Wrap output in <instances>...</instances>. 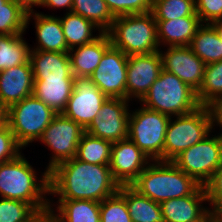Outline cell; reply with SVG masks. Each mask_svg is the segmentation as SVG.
I'll list each match as a JSON object with an SVG mask.
<instances>
[{
  "instance_id": "1",
  "label": "cell",
  "mask_w": 222,
  "mask_h": 222,
  "mask_svg": "<svg viewBox=\"0 0 222 222\" xmlns=\"http://www.w3.org/2000/svg\"><path fill=\"white\" fill-rule=\"evenodd\" d=\"M109 165L91 164L75 157L49 172V197L57 200L101 202L119 190ZM54 195V196H53Z\"/></svg>"
},
{
  "instance_id": "2",
  "label": "cell",
  "mask_w": 222,
  "mask_h": 222,
  "mask_svg": "<svg viewBox=\"0 0 222 222\" xmlns=\"http://www.w3.org/2000/svg\"><path fill=\"white\" fill-rule=\"evenodd\" d=\"M37 171L24 153L0 164V198L24 201L40 215L48 214L49 172Z\"/></svg>"
},
{
  "instance_id": "3",
  "label": "cell",
  "mask_w": 222,
  "mask_h": 222,
  "mask_svg": "<svg viewBox=\"0 0 222 222\" xmlns=\"http://www.w3.org/2000/svg\"><path fill=\"white\" fill-rule=\"evenodd\" d=\"M139 194L163 201L192 195L201 185L172 161H151L130 184Z\"/></svg>"
},
{
  "instance_id": "4",
  "label": "cell",
  "mask_w": 222,
  "mask_h": 222,
  "mask_svg": "<svg viewBox=\"0 0 222 222\" xmlns=\"http://www.w3.org/2000/svg\"><path fill=\"white\" fill-rule=\"evenodd\" d=\"M106 33L111 45L127 56L149 54L160 49L152 12L117 16Z\"/></svg>"
},
{
  "instance_id": "5",
  "label": "cell",
  "mask_w": 222,
  "mask_h": 222,
  "mask_svg": "<svg viewBox=\"0 0 222 222\" xmlns=\"http://www.w3.org/2000/svg\"><path fill=\"white\" fill-rule=\"evenodd\" d=\"M139 104L170 117L185 115L200 107L196 92L163 69Z\"/></svg>"
},
{
  "instance_id": "6",
  "label": "cell",
  "mask_w": 222,
  "mask_h": 222,
  "mask_svg": "<svg viewBox=\"0 0 222 222\" xmlns=\"http://www.w3.org/2000/svg\"><path fill=\"white\" fill-rule=\"evenodd\" d=\"M214 129L215 113L212 107L200 106L191 113L171 117L165 136L164 161H172Z\"/></svg>"
},
{
  "instance_id": "7",
  "label": "cell",
  "mask_w": 222,
  "mask_h": 222,
  "mask_svg": "<svg viewBox=\"0 0 222 222\" xmlns=\"http://www.w3.org/2000/svg\"><path fill=\"white\" fill-rule=\"evenodd\" d=\"M55 115L49 106L32 94L7 108V125L17 143L25 149L41 138Z\"/></svg>"
},
{
  "instance_id": "8",
  "label": "cell",
  "mask_w": 222,
  "mask_h": 222,
  "mask_svg": "<svg viewBox=\"0 0 222 222\" xmlns=\"http://www.w3.org/2000/svg\"><path fill=\"white\" fill-rule=\"evenodd\" d=\"M170 118L141 104L138 109L130 110L128 139L151 161H164V143Z\"/></svg>"
},
{
  "instance_id": "9",
  "label": "cell",
  "mask_w": 222,
  "mask_h": 222,
  "mask_svg": "<svg viewBox=\"0 0 222 222\" xmlns=\"http://www.w3.org/2000/svg\"><path fill=\"white\" fill-rule=\"evenodd\" d=\"M215 129L193 146L176 156L172 162L198 184L205 186L222 161V134ZM214 134V135H213Z\"/></svg>"
},
{
  "instance_id": "10",
  "label": "cell",
  "mask_w": 222,
  "mask_h": 222,
  "mask_svg": "<svg viewBox=\"0 0 222 222\" xmlns=\"http://www.w3.org/2000/svg\"><path fill=\"white\" fill-rule=\"evenodd\" d=\"M85 129L75 121L56 114L49 126L43 131L37 142L44 144L45 148L52 152L50 160L45 169L50 172L58 164L74 158L77 154V147Z\"/></svg>"
},
{
  "instance_id": "11",
  "label": "cell",
  "mask_w": 222,
  "mask_h": 222,
  "mask_svg": "<svg viewBox=\"0 0 222 222\" xmlns=\"http://www.w3.org/2000/svg\"><path fill=\"white\" fill-rule=\"evenodd\" d=\"M130 101L108 98L85 132L111 143L128 139Z\"/></svg>"
},
{
  "instance_id": "12",
  "label": "cell",
  "mask_w": 222,
  "mask_h": 222,
  "mask_svg": "<svg viewBox=\"0 0 222 222\" xmlns=\"http://www.w3.org/2000/svg\"><path fill=\"white\" fill-rule=\"evenodd\" d=\"M107 99L91 77H74V89L62 114L86 129Z\"/></svg>"
},
{
  "instance_id": "13",
  "label": "cell",
  "mask_w": 222,
  "mask_h": 222,
  "mask_svg": "<svg viewBox=\"0 0 222 222\" xmlns=\"http://www.w3.org/2000/svg\"><path fill=\"white\" fill-rule=\"evenodd\" d=\"M127 60L125 53L111 45L90 76L107 98L126 99Z\"/></svg>"
},
{
  "instance_id": "14",
  "label": "cell",
  "mask_w": 222,
  "mask_h": 222,
  "mask_svg": "<svg viewBox=\"0 0 222 222\" xmlns=\"http://www.w3.org/2000/svg\"><path fill=\"white\" fill-rule=\"evenodd\" d=\"M162 69V58L159 51L128 56L126 99L139 103L159 77Z\"/></svg>"
},
{
  "instance_id": "15",
  "label": "cell",
  "mask_w": 222,
  "mask_h": 222,
  "mask_svg": "<svg viewBox=\"0 0 222 222\" xmlns=\"http://www.w3.org/2000/svg\"><path fill=\"white\" fill-rule=\"evenodd\" d=\"M159 49L163 70L176 75L197 92L203 82L205 63L189 46Z\"/></svg>"
},
{
  "instance_id": "16",
  "label": "cell",
  "mask_w": 222,
  "mask_h": 222,
  "mask_svg": "<svg viewBox=\"0 0 222 222\" xmlns=\"http://www.w3.org/2000/svg\"><path fill=\"white\" fill-rule=\"evenodd\" d=\"M151 159L129 139L112 143L109 167L120 185H130Z\"/></svg>"
},
{
  "instance_id": "17",
  "label": "cell",
  "mask_w": 222,
  "mask_h": 222,
  "mask_svg": "<svg viewBox=\"0 0 222 222\" xmlns=\"http://www.w3.org/2000/svg\"><path fill=\"white\" fill-rule=\"evenodd\" d=\"M29 22L34 23L37 44L30 46V50L69 53L59 16L33 10L27 12L26 29L29 28Z\"/></svg>"
},
{
  "instance_id": "18",
  "label": "cell",
  "mask_w": 222,
  "mask_h": 222,
  "mask_svg": "<svg viewBox=\"0 0 222 222\" xmlns=\"http://www.w3.org/2000/svg\"><path fill=\"white\" fill-rule=\"evenodd\" d=\"M34 78L31 63L5 69L0 72V102L6 107L33 94Z\"/></svg>"
},
{
  "instance_id": "19",
  "label": "cell",
  "mask_w": 222,
  "mask_h": 222,
  "mask_svg": "<svg viewBox=\"0 0 222 222\" xmlns=\"http://www.w3.org/2000/svg\"><path fill=\"white\" fill-rule=\"evenodd\" d=\"M155 21L157 23V39L160 49L189 46L197 30L203 24L198 16Z\"/></svg>"
},
{
  "instance_id": "20",
  "label": "cell",
  "mask_w": 222,
  "mask_h": 222,
  "mask_svg": "<svg viewBox=\"0 0 222 222\" xmlns=\"http://www.w3.org/2000/svg\"><path fill=\"white\" fill-rule=\"evenodd\" d=\"M207 203L205 187L200 186L192 195L163 201L160 207L165 222H188L200 216Z\"/></svg>"
},
{
  "instance_id": "21",
  "label": "cell",
  "mask_w": 222,
  "mask_h": 222,
  "mask_svg": "<svg viewBox=\"0 0 222 222\" xmlns=\"http://www.w3.org/2000/svg\"><path fill=\"white\" fill-rule=\"evenodd\" d=\"M48 214L54 222H100V202L50 199Z\"/></svg>"
},
{
  "instance_id": "22",
  "label": "cell",
  "mask_w": 222,
  "mask_h": 222,
  "mask_svg": "<svg viewBox=\"0 0 222 222\" xmlns=\"http://www.w3.org/2000/svg\"><path fill=\"white\" fill-rule=\"evenodd\" d=\"M29 61L34 80L75 77L71 71L69 53L30 50Z\"/></svg>"
},
{
  "instance_id": "23",
  "label": "cell",
  "mask_w": 222,
  "mask_h": 222,
  "mask_svg": "<svg viewBox=\"0 0 222 222\" xmlns=\"http://www.w3.org/2000/svg\"><path fill=\"white\" fill-rule=\"evenodd\" d=\"M110 46L108 34L101 33L93 42L69 50L72 74L75 77H90Z\"/></svg>"
},
{
  "instance_id": "24",
  "label": "cell",
  "mask_w": 222,
  "mask_h": 222,
  "mask_svg": "<svg viewBox=\"0 0 222 222\" xmlns=\"http://www.w3.org/2000/svg\"><path fill=\"white\" fill-rule=\"evenodd\" d=\"M74 89V78L34 80L33 95L56 114L62 113Z\"/></svg>"
},
{
  "instance_id": "25",
  "label": "cell",
  "mask_w": 222,
  "mask_h": 222,
  "mask_svg": "<svg viewBox=\"0 0 222 222\" xmlns=\"http://www.w3.org/2000/svg\"><path fill=\"white\" fill-rule=\"evenodd\" d=\"M118 192L126 199L132 222H165L160 203L139 194L130 185H120Z\"/></svg>"
},
{
  "instance_id": "26",
  "label": "cell",
  "mask_w": 222,
  "mask_h": 222,
  "mask_svg": "<svg viewBox=\"0 0 222 222\" xmlns=\"http://www.w3.org/2000/svg\"><path fill=\"white\" fill-rule=\"evenodd\" d=\"M59 18L69 50L93 42L102 33L91 21L73 12H65Z\"/></svg>"
},
{
  "instance_id": "27",
  "label": "cell",
  "mask_w": 222,
  "mask_h": 222,
  "mask_svg": "<svg viewBox=\"0 0 222 222\" xmlns=\"http://www.w3.org/2000/svg\"><path fill=\"white\" fill-rule=\"evenodd\" d=\"M189 47L206 65L222 60V41L212 24H202Z\"/></svg>"
},
{
  "instance_id": "28",
  "label": "cell",
  "mask_w": 222,
  "mask_h": 222,
  "mask_svg": "<svg viewBox=\"0 0 222 222\" xmlns=\"http://www.w3.org/2000/svg\"><path fill=\"white\" fill-rule=\"evenodd\" d=\"M24 34L0 35V72L29 60L31 45Z\"/></svg>"
},
{
  "instance_id": "29",
  "label": "cell",
  "mask_w": 222,
  "mask_h": 222,
  "mask_svg": "<svg viewBox=\"0 0 222 222\" xmlns=\"http://www.w3.org/2000/svg\"><path fill=\"white\" fill-rule=\"evenodd\" d=\"M196 97L200 106L212 108L222 100V60L205 65L203 82Z\"/></svg>"
},
{
  "instance_id": "30",
  "label": "cell",
  "mask_w": 222,
  "mask_h": 222,
  "mask_svg": "<svg viewBox=\"0 0 222 222\" xmlns=\"http://www.w3.org/2000/svg\"><path fill=\"white\" fill-rule=\"evenodd\" d=\"M71 12L81 15L106 33L115 19L104 0H73Z\"/></svg>"
},
{
  "instance_id": "31",
  "label": "cell",
  "mask_w": 222,
  "mask_h": 222,
  "mask_svg": "<svg viewBox=\"0 0 222 222\" xmlns=\"http://www.w3.org/2000/svg\"><path fill=\"white\" fill-rule=\"evenodd\" d=\"M112 143L84 133L77 147L76 159L99 165H109Z\"/></svg>"
},
{
  "instance_id": "32",
  "label": "cell",
  "mask_w": 222,
  "mask_h": 222,
  "mask_svg": "<svg viewBox=\"0 0 222 222\" xmlns=\"http://www.w3.org/2000/svg\"><path fill=\"white\" fill-rule=\"evenodd\" d=\"M27 12L19 3L6 2L0 9V35L25 33Z\"/></svg>"
},
{
  "instance_id": "33",
  "label": "cell",
  "mask_w": 222,
  "mask_h": 222,
  "mask_svg": "<svg viewBox=\"0 0 222 222\" xmlns=\"http://www.w3.org/2000/svg\"><path fill=\"white\" fill-rule=\"evenodd\" d=\"M151 12L155 20L198 16L195 11V0H153Z\"/></svg>"
},
{
  "instance_id": "34",
  "label": "cell",
  "mask_w": 222,
  "mask_h": 222,
  "mask_svg": "<svg viewBox=\"0 0 222 222\" xmlns=\"http://www.w3.org/2000/svg\"><path fill=\"white\" fill-rule=\"evenodd\" d=\"M40 216L29 203L0 198V222H34Z\"/></svg>"
},
{
  "instance_id": "35",
  "label": "cell",
  "mask_w": 222,
  "mask_h": 222,
  "mask_svg": "<svg viewBox=\"0 0 222 222\" xmlns=\"http://www.w3.org/2000/svg\"><path fill=\"white\" fill-rule=\"evenodd\" d=\"M100 222H132L126 199L119 192L100 202Z\"/></svg>"
},
{
  "instance_id": "36",
  "label": "cell",
  "mask_w": 222,
  "mask_h": 222,
  "mask_svg": "<svg viewBox=\"0 0 222 222\" xmlns=\"http://www.w3.org/2000/svg\"><path fill=\"white\" fill-rule=\"evenodd\" d=\"M114 17L152 11L153 0H104Z\"/></svg>"
},
{
  "instance_id": "37",
  "label": "cell",
  "mask_w": 222,
  "mask_h": 222,
  "mask_svg": "<svg viewBox=\"0 0 222 222\" xmlns=\"http://www.w3.org/2000/svg\"><path fill=\"white\" fill-rule=\"evenodd\" d=\"M10 127L6 124L0 128V164L15 159L22 153Z\"/></svg>"
},
{
  "instance_id": "38",
  "label": "cell",
  "mask_w": 222,
  "mask_h": 222,
  "mask_svg": "<svg viewBox=\"0 0 222 222\" xmlns=\"http://www.w3.org/2000/svg\"><path fill=\"white\" fill-rule=\"evenodd\" d=\"M195 11L203 24L222 20V0H195Z\"/></svg>"
},
{
  "instance_id": "39",
  "label": "cell",
  "mask_w": 222,
  "mask_h": 222,
  "mask_svg": "<svg viewBox=\"0 0 222 222\" xmlns=\"http://www.w3.org/2000/svg\"><path fill=\"white\" fill-rule=\"evenodd\" d=\"M204 187L207 193L208 206L218 212H222V161Z\"/></svg>"
},
{
  "instance_id": "40",
  "label": "cell",
  "mask_w": 222,
  "mask_h": 222,
  "mask_svg": "<svg viewBox=\"0 0 222 222\" xmlns=\"http://www.w3.org/2000/svg\"><path fill=\"white\" fill-rule=\"evenodd\" d=\"M72 5H73V0H39L38 2V7H45L48 8L50 10H58L65 8L66 13L67 12H71L72 10Z\"/></svg>"
},
{
  "instance_id": "41",
  "label": "cell",
  "mask_w": 222,
  "mask_h": 222,
  "mask_svg": "<svg viewBox=\"0 0 222 222\" xmlns=\"http://www.w3.org/2000/svg\"><path fill=\"white\" fill-rule=\"evenodd\" d=\"M217 216L218 211L208 207L200 216L188 222H216Z\"/></svg>"
},
{
  "instance_id": "42",
  "label": "cell",
  "mask_w": 222,
  "mask_h": 222,
  "mask_svg": "<svg viewBox=\"0 0 222 222\" xmlns=\"http://www.w3.org/2000/svg\"><path fill=\"white\" fill-rule=\"evenodd\" d=\"M215 113V126L219 127V132L222 134V100L213 107ZM221 129V130H220Z\"/></svg>"
},
{
  "instance_id": "43",
  "label": "cell",
  "mask_w": 222,
  "mask_h": 222,
  "mask_svg": "<svg viewBox=\"0 0 222 222\" xmlns=\"http://www.w3.org/2000/svg\"><path fill=\"white\" fill-rule=\"evenodd\" d=\"M12 1L19 3L26 11L35 10L34 8L38 6V2H39V0H12Z\"/></svg>"
},
{
  "instance_id": "44",
  "label": "cell",
  "mask_w": 222,
  "mask_h": 222,
  "mask_svg": "<svg viewBox=\"0 0 222 222\" xmlns=\"http://www.w3.org/2000/svg\"><path fill=\"white\" fill-rule=\"evenodd\" d=\"M7 124V109L0 102V128Z\"/></svg>"
},
{
  "instance_id": "45",
  "label": "cell",
  "mask_w": 222,
  "mask_h": 222,
  "mask_svg": "<svg viewBox=\"0 0 222 222\" xmlns=\"http://www.w3.org/2000/svg\"><path fill=\"white\" fill-rule=\"evenodd\" d=\"M212 25L215 27V29L218 32V35L220 36V39L222 41V20L214 22V23H212Z\"/></svg>"
},
{
  "instance_id": "46",
  "label": "cell",
  "mask_w": 222,
  "mask_h": 222,
  "mask_svg": "<svg viewBox=\"0 0 222 222\" xmlns=\"http://www.w3.org/2000/svg\"><path fill=\"white\" fill-rule=\"evenodd\" d=\"M34 222H54L52 217L49 214L41 215L37 220Z\"/></svg>"
},
{
  "instance_id": "47",
  "label": "cell",
  "mask_w": 222,
  "mask_h": 222,
  "mask_svg": "<svg viewBox=\"0 0 222 222\" xmlns=\"http://www.w3.org/2000/svg\"><path fill=\"white\" fill-rule=\"evenodd\" d=\"M216 222H222V212H218Z\"/></svg>"
},
{
  "instance_id": "48",
  "label": "cell",
  "mask_w": 222,
  "mask_h": 222,
  "mask_svg": "<svg viewBox=\"0 0 222 222\" xmlns=\"http://www.w3.org/2000/svg\"><path fill=\"white\" fill-rule=\"evenodd\" d=\"M9 0H0V9L3 8V5Z\"/></svg>"
}]
</instances>
